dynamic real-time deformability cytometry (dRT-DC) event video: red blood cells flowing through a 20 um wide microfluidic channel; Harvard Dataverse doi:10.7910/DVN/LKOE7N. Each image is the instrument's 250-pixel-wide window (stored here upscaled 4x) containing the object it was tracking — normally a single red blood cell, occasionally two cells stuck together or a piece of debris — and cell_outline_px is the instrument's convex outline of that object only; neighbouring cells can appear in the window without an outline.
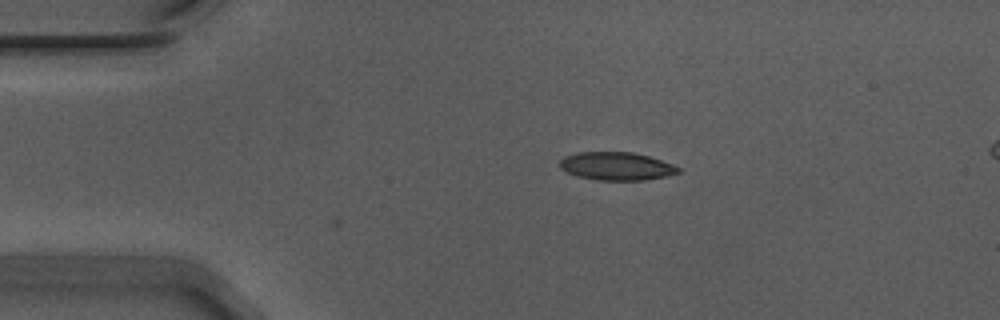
{"species": "Egyptian fruit bat (a non-hibernating species)", "species_latin": "Rousettus aegyptiacus", "temperature_condition": "warm", "stored_images_in_passage": 3, "camera_frame_rate_fps": 3000, "um_per_image_px": 0.085, "animal": {"sex": "male"}, "frame": {"image": 1, "passage_image": 3, "time_ms": 0.667, "image_size_px": [1000, 320], "cell_outline_px": [[680, 172], [664, 176], [644, 180], [596, 180], [580, 176], [568, 172], [560, 168], [560, 160], [564, 156], [576, 152], [632, 152], [648, 156], [672, 164], [680, 168]], "centroid_in_image_um": [52.38, 14.11], "position_along_channel_um": 32.6, "area_um2": 19.19}}